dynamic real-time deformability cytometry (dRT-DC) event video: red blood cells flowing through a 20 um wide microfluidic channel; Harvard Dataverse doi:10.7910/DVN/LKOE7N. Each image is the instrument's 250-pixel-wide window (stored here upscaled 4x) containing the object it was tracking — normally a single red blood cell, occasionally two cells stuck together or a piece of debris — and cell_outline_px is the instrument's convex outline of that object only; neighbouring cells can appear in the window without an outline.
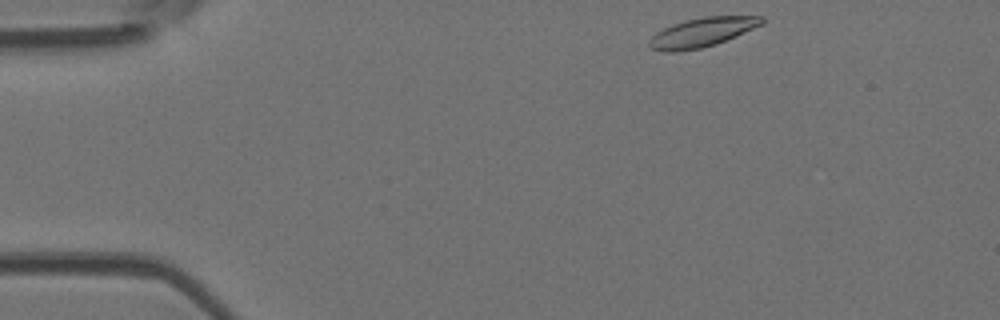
{"species": "Egyptian fruit bat (a non-hibernating species)", "species_latin": "Rousettus aegyptiacus", "temperature_condition": "room temperature", "stored_images_in_passage": 3, "camera_frame_rate_fps": 3000, "um_per_image_px": 0.085, "animal": {"sex": "female"}, "frame": {"image": 1, "passage_image": 1, "time_ms": 0.0, "image_size_px": [1000, 320], "cell_outline_px": [[764, 24], [736, 36], [716, 44], [700, 48], [676, 52], [664, 52], [652, 48], [648, 44], [648, 40], [656, 32], [672, 24], [684, 20], [704, 16], [764, 16]], "centroid_in_image_um": [59.68, 2.74], "position_along_channel_um": 25.3, "area_um2": 19.25}}